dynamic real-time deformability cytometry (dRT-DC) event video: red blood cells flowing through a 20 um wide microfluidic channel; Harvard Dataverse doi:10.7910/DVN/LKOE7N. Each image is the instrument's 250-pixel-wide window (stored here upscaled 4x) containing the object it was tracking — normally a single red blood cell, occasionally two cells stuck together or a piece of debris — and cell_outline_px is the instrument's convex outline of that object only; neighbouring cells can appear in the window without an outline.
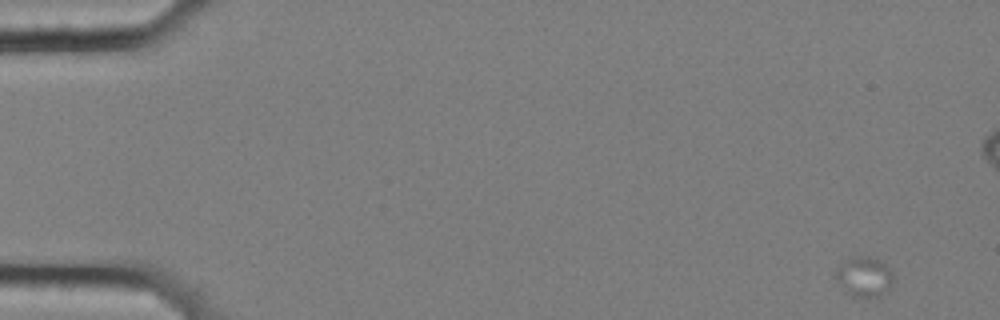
{"species": "common noctule bat (a hibernating species)", "species_latin": "Nyctalus noctula", "temperature_condition": "cold", "stored_images_in_passage": 22, "camera_frame_rate_fps": 3000, "um_per_image_px": 0.085, "animal": {"sex": "female", "body_mass_g": 25.1}, "frame": {"image": 1, "passage_image": 1, "time_ms": 0.0, "image_size_px": [1000, 320], "cell_outline_px": [[896, 280], [884, 292], [876, 296], [852, 296], [832, 276], [836, 268], [844, 260], [856, 256], [868, 256], [880, 260], [892, 272]], "centroid_in_image_um": [73.44, 23.48], "position_along_channel_um": 11.6, "area_um2": 13.35}}